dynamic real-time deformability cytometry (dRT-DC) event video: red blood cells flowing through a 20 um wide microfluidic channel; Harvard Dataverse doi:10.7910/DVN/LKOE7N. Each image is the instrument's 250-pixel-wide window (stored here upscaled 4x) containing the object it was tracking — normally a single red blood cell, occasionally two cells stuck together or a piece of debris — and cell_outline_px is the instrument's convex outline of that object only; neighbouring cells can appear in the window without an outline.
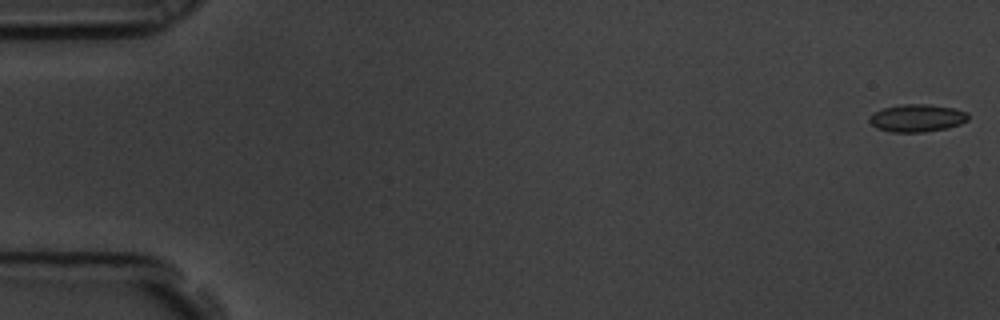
{"species": "common noctule bat (a hibernating species)", "species_latin": "Nyctalus noctula", "temperature_condition": "room temperature", "stored_images_in_passage": 58, "camera_frame_rate_fps": 3000, "um_per_image_px": 0.085, "animal": {"sex": "male", "body_mass_g": 19.5, "forearm_length_mm": 54.6}, "frame": {"image": 1, "passage_image": 1, "time_ms": 0.0, "image_size_px": [1000, 320], "cell_outline_px": [[968, 120], [960, 124], [948, 128], [924, 132], [892, 132], [876, 128], [868, 120], [876, 112], [884, 108], [900, 104], [928, 104], [952, 108], [968, 112]], "centroid_in_image_um": [77.98, 10.04], "position_along_channel_um": 7.0, "area_um2": 15.78}}
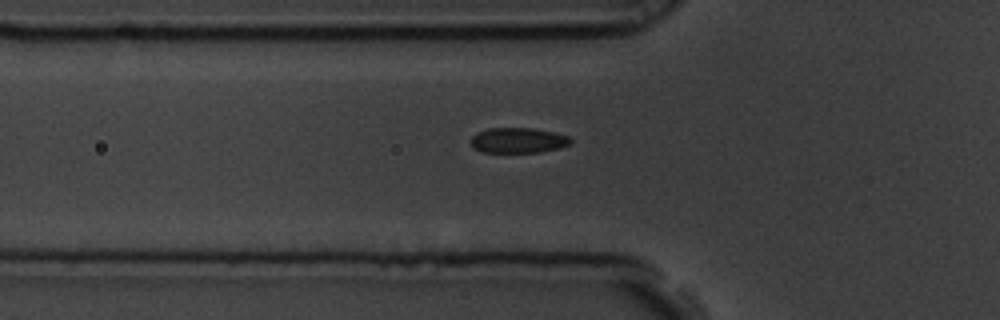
{"frame": {"image": 2, "passage_image": 20, "time_ms": 6.333, "image_size_px": [1000, 320], "cell_outline_px": [[572, 144], [560, 148], [540, 152], [480, 152], [472, 148], [468, 140], [476, 132], [488, 128], [532, 128], [556, 132], [568, 136], [572, 140]], "centroid_in_image_um": [44.01, 11.93], "position_along_channel_um": 81.8, "area_um2": 15.09}}
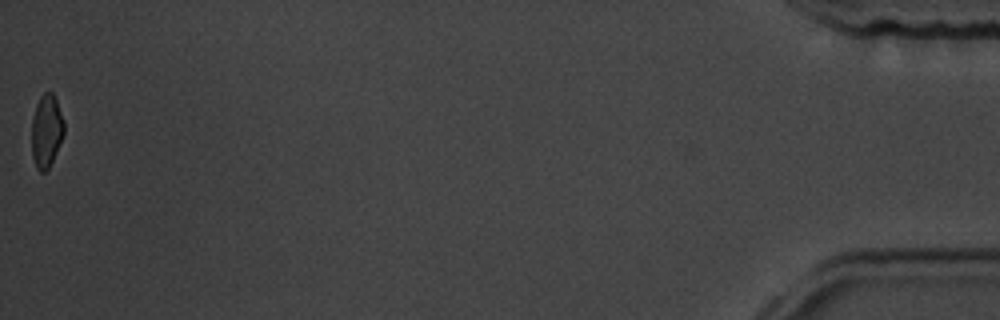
{"frame": {"image": 3, "passage_image": 58, "time_ms": 19.0, "image_size_px": [1000, 320], "cell_outline_px": [[64, 132], [56, 152], [48, 168], [44, 172], [40, 172], [36, 168], [32, 156], [32, 116], [36, 104], [40, 96], [44, 92], [52, 92], [56, 100], [64, 120]], "centroid_in_image_um": [3.93, 11.11], "position_along_channel_um": 431.3, "area_um2": 13.7}, "authors_computed_cell_mechanics": {"area_um2": 15.2592, "velocity_mm_per_s": 3.5373, "shape_relaxation_time_tau1_ms": 2.4699, "shape_relaxation_time_tau2_ms": 1.3332, "deformation_change_tau1": 0.0964, "deformation_change_tau2": 0.0459}}